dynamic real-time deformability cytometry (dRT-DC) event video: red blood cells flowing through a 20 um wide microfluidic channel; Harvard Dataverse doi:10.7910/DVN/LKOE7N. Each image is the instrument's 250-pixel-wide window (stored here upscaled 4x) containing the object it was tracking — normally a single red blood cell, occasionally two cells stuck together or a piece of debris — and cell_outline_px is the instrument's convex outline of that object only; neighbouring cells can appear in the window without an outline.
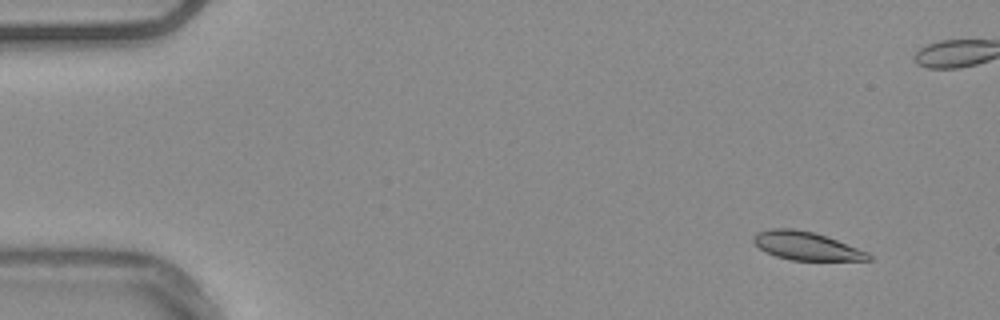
{"species": "common noctule bat (a hibernating species)", "species_latin": "Nyctalus noctula", "temperature_condition": "warm", "stored_images_in_passage": 14, "camera_frame_rate_fps": 3000, "um_per_image_px": 0.085, "animal": {"sex": "male", "body_mass_g": 20.4}, "frame": {"image": 1, "passage_image": 5, "time_ms": 1.333, "image_size_px": [1000, 320], "cell_outline_px": [[872, 260], [792, 260], [776, 256], [760, 248], [752, 240], [756, 232], [772, 228], [796, 228], [812, 232], [836, 240], [868, 252], [872, 256]], "centroid_in_image_um": [68.52, 20.9], "position_along_channel_um": 16.5, "area_um2": 18.67}}